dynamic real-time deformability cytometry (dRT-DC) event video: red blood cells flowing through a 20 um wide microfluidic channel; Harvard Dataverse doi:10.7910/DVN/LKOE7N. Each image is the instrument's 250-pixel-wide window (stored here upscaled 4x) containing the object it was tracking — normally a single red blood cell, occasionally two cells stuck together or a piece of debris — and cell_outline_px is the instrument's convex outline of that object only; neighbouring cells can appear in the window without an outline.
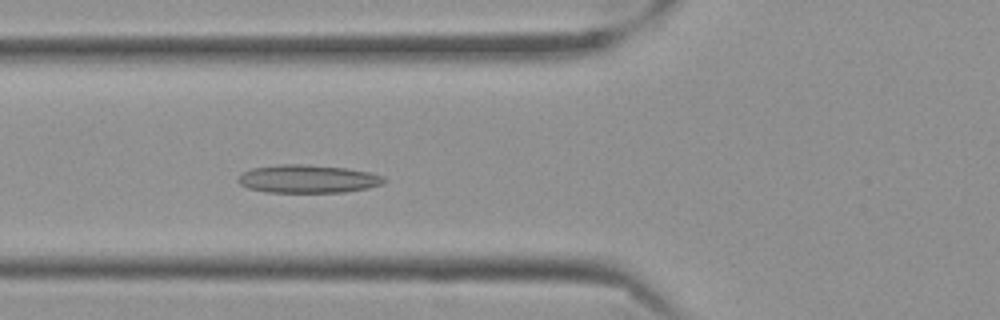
{"species": "Egyptian fruit bat (a non-hibernating species)", "species_latin": "Rousettus aegyptiacus", "temperature_condition": "cold", "stored_images_in_passage": 36, "camera_frame_rate_fps": 3000, "um_per_image_px": 0.085, "frame": {"image": 1, "passage_image": 13, "time_ms": 4.0, "image_size_px": [1000, 320], "cell_outline_px": [[384, 180], [380, 184], [368, 188], [344, 192], [268, 192], [248, 188], [240, 184], [236, 180], [240, 172], [252, 168], [280, 164], [304, 164], [344, 168], [368, 172], [384, 176]], "centroid_in_image_um": [26.09, 15.2], "position_along_channel_um": 99.7, "area_um2": 23.81}}
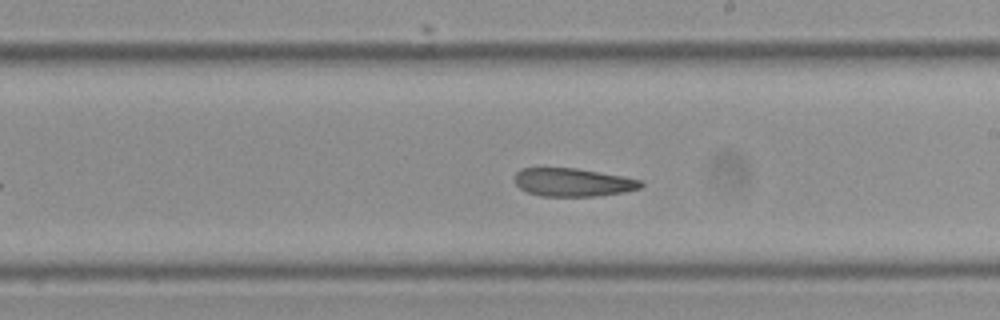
{"frame": {"image": 2, "passage_image": 25, "time_ms": 8.0, "image_size_px": [1000, 320], "cell_outline_px": [[644, 184], [640, 188], [624, 192], [596, 196], [540, 196], [528, 192], [520, 188], [516, 184], [516, 172], [520, 168], [576, 168], [624, 176], [644, 180]], "centroid_in_image_um": [48.74, 15.49], "position_along_channel_um": 240.3, "area_um2": 20.81}}
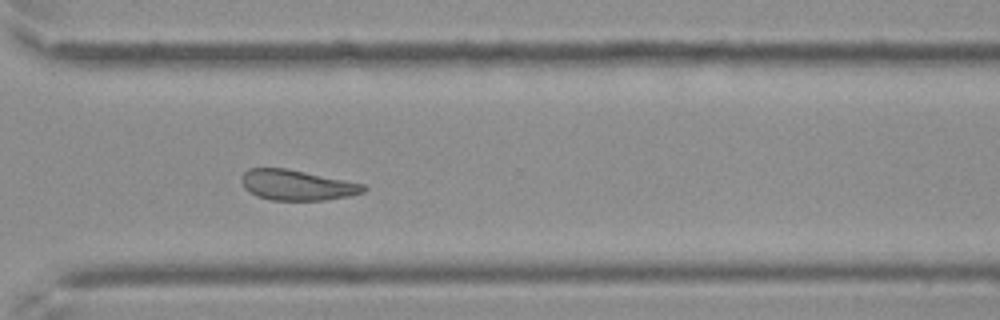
{"frame": {"image": 3, "passage_image": 34, "time_ms": 11.0, "image_size_px": [1000, 320], "cell_outline_px": [[368, 188], [364, 192], [348, 196], [324, 200], [268, 200], [256, 196], [248, 192], [244, 188], [240, 180], [240, 176], [248, 168], [284, 168], [364, 184]], "centroid_in_image_um": [25.18, 15.74], "position_along_channel_um": 345.4, "area_um2": 21.62}, "authors_computed_cell_mechanics": {"area_um2": 22.253, "velocity_mm_per_s": 3.5051, "shape_relaxation_time_tau1_ms": null, "shape_relaxation_time_tau2_ms": 5.314, "deformation_change_tau1": null, "deformation_change_tau2": 0.1027}}